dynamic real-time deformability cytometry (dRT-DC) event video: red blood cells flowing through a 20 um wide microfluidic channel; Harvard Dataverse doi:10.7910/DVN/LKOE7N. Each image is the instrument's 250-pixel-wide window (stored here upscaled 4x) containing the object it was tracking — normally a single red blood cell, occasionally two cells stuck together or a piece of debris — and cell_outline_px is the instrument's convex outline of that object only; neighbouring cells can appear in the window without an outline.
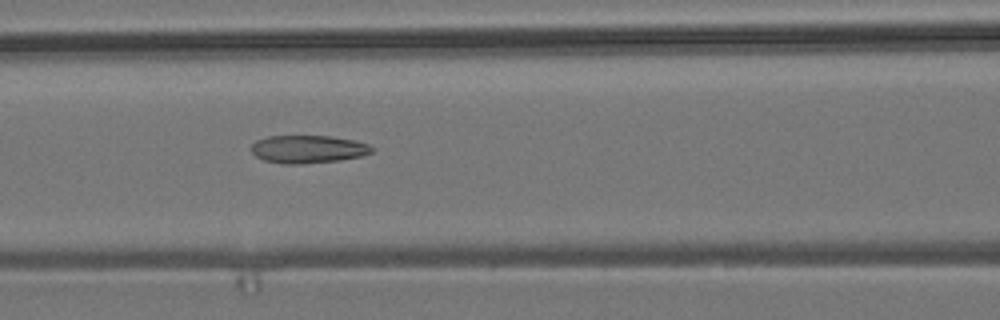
{"species": "common noctule bat (a hibernating species)", "species_latin": "Nyctalus noctula", "temperature_condition": "room temperature", "stored_images_in_passage": 7, "camera_frame_rate_fps": 3000, "um_per_image_px": 0.085, "animal": {"sex": "male", "body_mass_g": 19.2, "forearm_length_mm": 51.8}, "frame": {"image": 1, "passage_image": 7, "time_ms": 2.0, "image_size_px": [1000, 320], "cell_outline_px": [[376, 148], [372, 152], [364, 156], [340, 160], [300, 164], [284, 164], [264, 160], [256, 156], [252, 152], [252, 144], [256, 140], [268, 136], [332, 136], [356, 140], [368, 144]], "centroid_in_image_um": [26.23, 12.68], "position_along_channel_um": 140.4, "area_um2": 19.77}}